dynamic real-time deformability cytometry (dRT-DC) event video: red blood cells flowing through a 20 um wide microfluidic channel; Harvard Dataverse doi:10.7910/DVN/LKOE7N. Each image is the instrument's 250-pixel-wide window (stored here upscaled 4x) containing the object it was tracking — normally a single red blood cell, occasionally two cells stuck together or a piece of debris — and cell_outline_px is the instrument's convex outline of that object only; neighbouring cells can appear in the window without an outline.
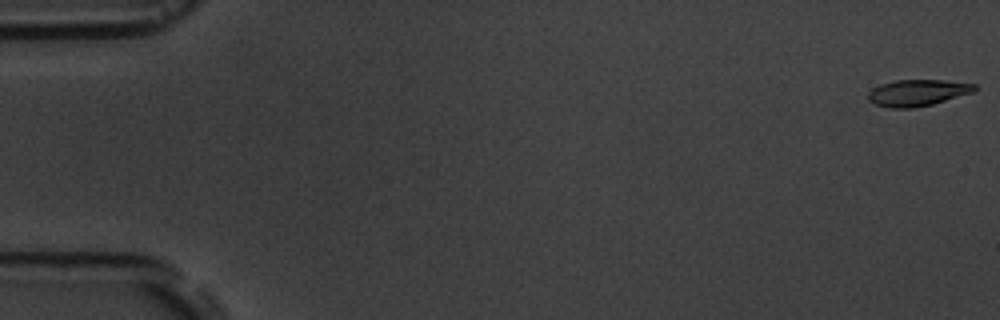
{"species": "common noctule bat (a hibernating species)", "species_latin": "Nyctalus noctula", "temperature_condition": "room temperature", "stored_images_in_passage": 4, "camera_frame_rate_fps": 3000, "um_per_image_px": 0.085, "animal": {"sex": "male", "body_mass_g": 19.5, "forearm_length_mm": 54.6}, "frame": {"image": 1, "passage_image": 1, "time_ms": 0.0, "image_size_px": [1000, 320], "cell_outline_px": [[976, 88], [972, 92], [932, 104], [912, 108], [888, 108], [876, 104], [868, 100], [868, 92], [872, 88], [880, 84], [896, 80], [944, 80], [976, 84]], "centroid_in_image_um": [77.94, 7.88], "position_along_channel_um": 7.1, "area_um2": 16.3}}